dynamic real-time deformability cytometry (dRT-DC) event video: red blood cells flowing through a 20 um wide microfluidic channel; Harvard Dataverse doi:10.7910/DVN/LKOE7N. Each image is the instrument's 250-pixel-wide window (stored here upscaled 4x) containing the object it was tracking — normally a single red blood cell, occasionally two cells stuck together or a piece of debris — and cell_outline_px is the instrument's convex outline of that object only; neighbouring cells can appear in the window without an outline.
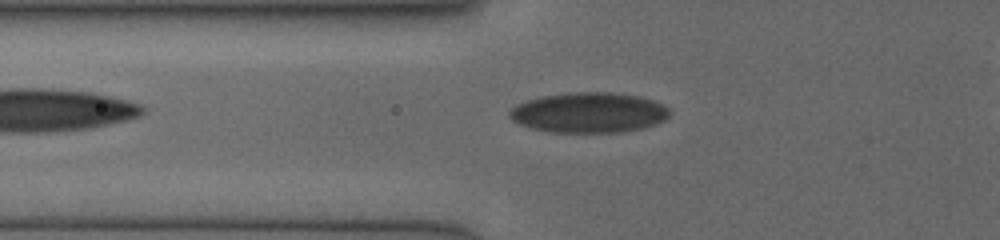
{"species": "human", "species_latin": "Homo sapiens", "temperature_condition": "cold", "stored_images_in_passage": 17, "camera_frame_rate_fps": 3000, "um_per_image_px": 0.085, "donor": {"sex": "female"}, "frame": {"image": 1, "passage_image": 4, "time_ms": 1.333, "image_size_px": [1000, 240], "cell_outline_px": [[668, 116], [664, 120], [656, 124], [640, 128], [620, 132], [548, 132], [532, 128], [520, 124], [512, 120], [508, 116], [508, 112], [516, 104], [524, 100], [540, 96], [568, 92], [612, 92], [636, 96], [652, 100], [668, 108]], "centroid_in_image_um": [49.98, 9.56], "position_along_channel_um": 75.8, "area_um2": 37.51}}
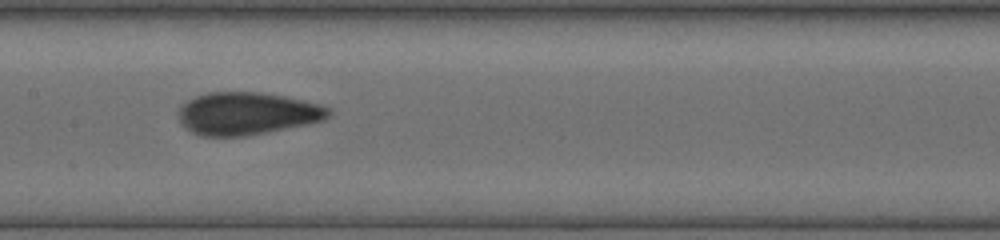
{"frame": {"image": 2, "passage_image": 10, "time_ms": 4.0, "image_size_px": [1000, 240], "cell_outline_px": [[332, 112], [324, 120], [308, 124], [268, 132], [244, 136], [200, 136], [184, 128], [180, 124], [176, 112], [180, 104], [196, 96], [208, 92], [260, 92], [284, 96], [304, 100], [320, 104], [332, 108]], "centroid_in_image_um": [20.97, 9.65], "position_along_channel_um": 186.4, "area_um2": 37.74}}
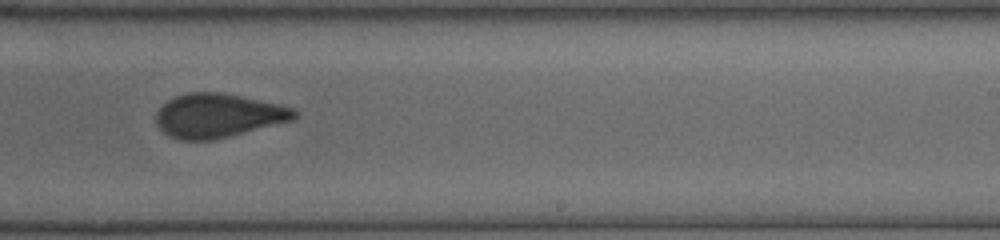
{"frame": {"image": 3, "passage_image": 15, "time_ms": 6.0, "image_size_px": [1000, 240], "cell_outline_px": [[296, 116], [292, 120], [212, 140], [180, 140], [168, 136], [156, 124], [156, 112], [168, 100], [176, 96], [188, 92], [220, 92], [240, 96], [276, 104], [292, 108], [296, 112]], "centroid_in_image_um": [18.47, 9.83], "position_along_channel_um": 270.5, "area_um2": 34.85}}